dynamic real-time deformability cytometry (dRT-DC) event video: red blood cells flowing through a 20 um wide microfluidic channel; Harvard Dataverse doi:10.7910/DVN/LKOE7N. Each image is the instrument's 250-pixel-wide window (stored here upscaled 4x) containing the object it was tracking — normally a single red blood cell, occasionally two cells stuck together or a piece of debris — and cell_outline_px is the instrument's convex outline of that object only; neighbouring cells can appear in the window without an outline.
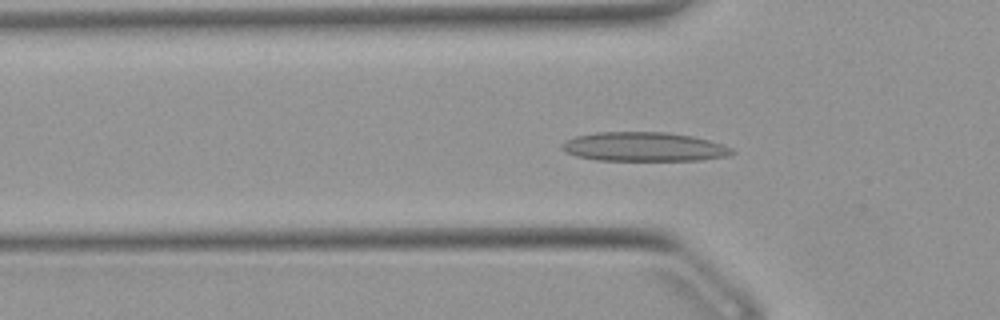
{"species": "Egyptian fruit bat (a non-hibernating species)", "species_latin": "Rousettus aegyptiacus", "temperature_condition": "warm", "stored_images_in_passage": 40, "camera_frame_rate_fps": 3000, "um_per_image_px": 0.085, "animal": {"sex": "female"}, "frame": {"image": 1, "passage_image": 11, "time_ms": 3.333, "image_size_px": [1000, 320], "cell_outline_px": [[736, 152], [728, 156], [700, 160], [596, 160], [576, 156], [564, 152], [560, 148], [560, 144], [576, 136], [596, 132], [668, 132], [692, 136], [708, 140], [732, 148]], "centroid_in_image_um": [54.71, 12.48], "position_along_channel_um": 71.1, "area_um2": 28.9}}
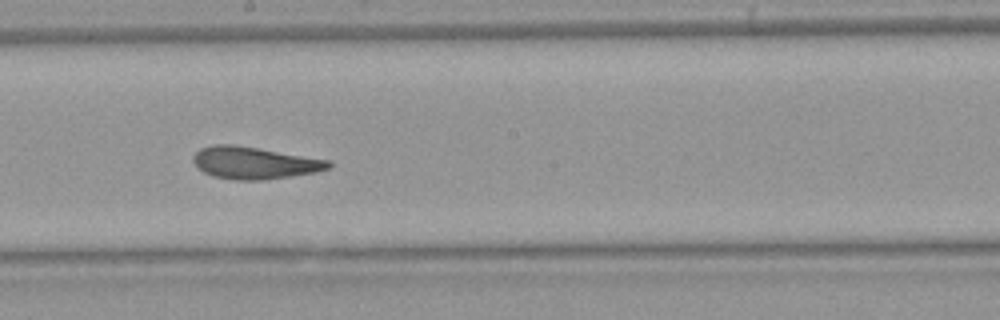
{"frame": {"image": 2, "passage_image": 23, "time_ms": 7.333, "image_size_px": [1000, 320], "cell_outline_px": [[332, 164], [328, 168], [316, 172], [260, 180], [236, 180], [212, 176], [204, 172], [192, 160], [192, 156], [200, 148], [212, 144], [232, 144], [332, 160]], "centroid_in_image_um": [21.61, 13.83], "position_along_channel_um": 226.6, "area_um2": 25.2}}
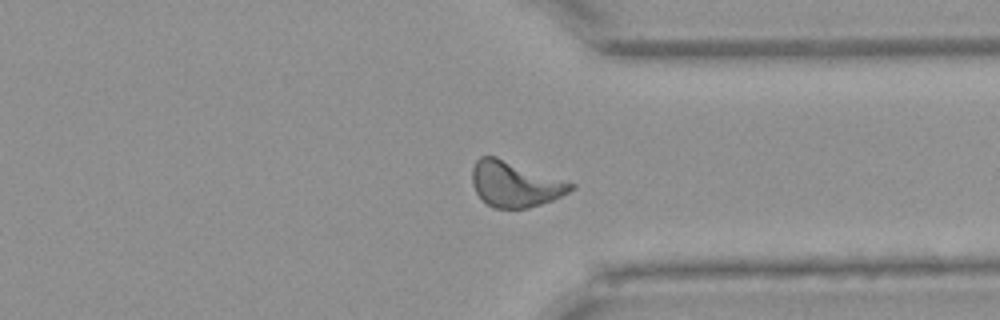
{"frame": {"image": 3, "passage_image": 34, "time_ms": 11.0, "image_size_px": [1000, 320], "cell_outline_px": [[576, 188], [552, 200], [528, 208], [492, 208], [476, 192], [472, 184], [472, 168], [476, 160], [480, 156], [496, 156], [576, 184]], "centroid_in_image_um": [43.77, 15.64], "position_along_channel_um": 367.6, "area_um2": 26.07}, "authors_computed_cell_mechanics": {"area_um2": 25.5187, "velocity_mm_per_s": 3.8843, "shape_relaxation_time_tau1_ms": 9.8239, "shape_relaxation_time_tau2_ms": 2.382, "deformation_change_tau1": 0.2592, "deformation_change_tau2": 0.0835}}